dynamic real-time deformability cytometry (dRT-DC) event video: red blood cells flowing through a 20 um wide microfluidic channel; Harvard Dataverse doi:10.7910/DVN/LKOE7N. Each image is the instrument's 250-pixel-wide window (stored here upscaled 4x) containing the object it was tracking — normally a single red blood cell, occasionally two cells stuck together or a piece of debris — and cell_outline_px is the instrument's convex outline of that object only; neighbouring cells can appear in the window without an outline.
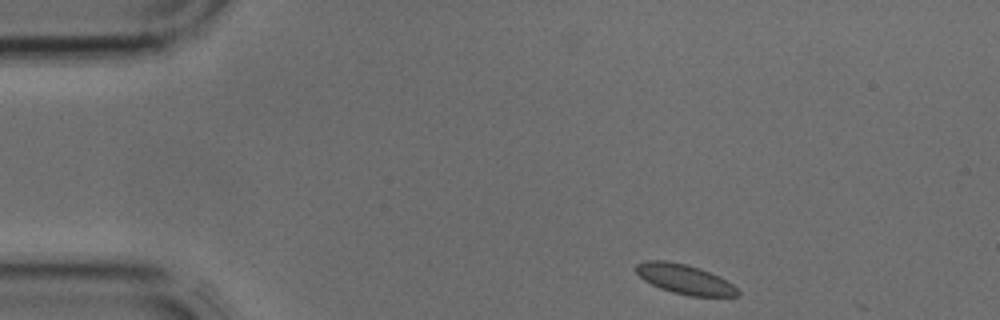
{"species": "common noctule bat (a hibernating species)", "species_latin": "Nyctalus noctula", "temperature_condition": "cold", "stored_images_in_passage": 34, "camera_frame_rate_fps": 3000, "um_per_image_px": 0.085, "animal": {"sex": "male", "body_mass_g": 17.9, "forearm_length_mm": 54.2}, "frame": {"image": 1, "passage_image": 1, "time_ms": 0.0, "image_size_px": [1000, 320], "cell_outline_px": [[740, 296], [692, 296], [672, 292], [660, 288], [644, 280], [636, 272], [636, 264], [644, 260], [664, 260], [684, 264], [700, 268], [732, 284], [740, 292]], "centroid_in_image_um": [58.16, 23.73], "position_along_channel_um": 26.8, "area_um2": 17.28}}
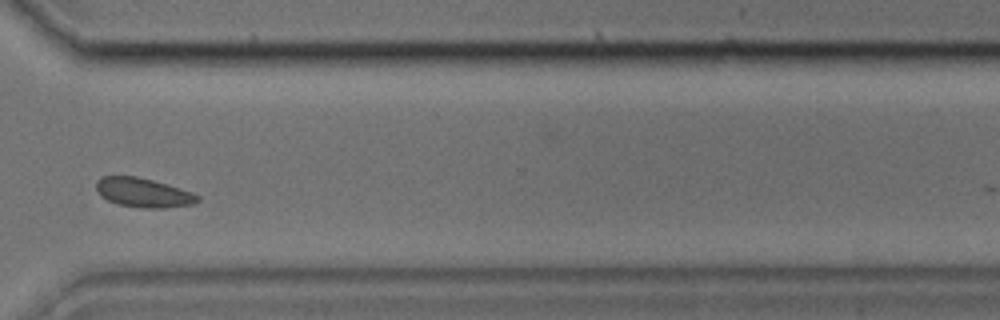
{"frame": {"image": 2, "passage_image": 26, "time_ms": 8.333, "image_size_px": [1000, 320], "cell_outline_px": [[200, 200], [192, 204], [164, 208], [140, 208], [116, 204], [100, 196], [96, 188], [96, 180], [104, 176], [136, 176], [152, 180], [180, 188], [192, 192], [200, 196]], "centroid_in_image_um": [12.17, 16.38], "position_along_channel_um": 358.4, "area_um2": 17.34}}
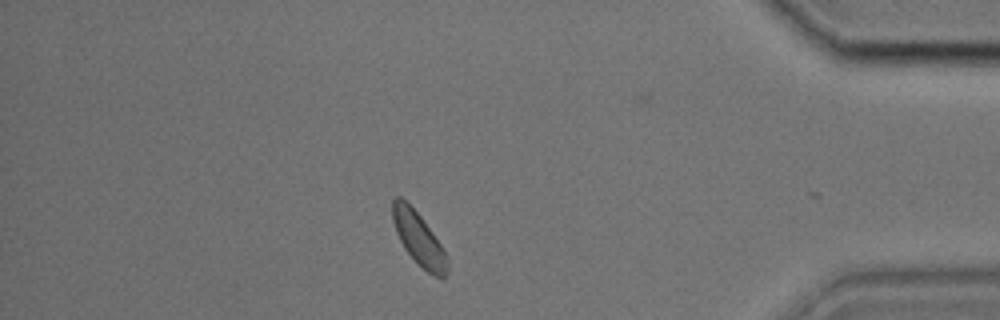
{"frame": {"image": 3, "passage_image": 31, "time_ms": 10.0, "image_size_px": [1000, 320], "cell_outline_px": [[448, 272], [444, 280], [432, 276], [416, 264], [404, 248], [396, 232], [392, 220], [392, 200], [396, 196], [400, 196], [420, 216], [432, 232], [448, 256]], "centroid_in_image_um": [35.61, 20.37], "position_along_channel_um": 399.6, "area_um2": 17.11}}